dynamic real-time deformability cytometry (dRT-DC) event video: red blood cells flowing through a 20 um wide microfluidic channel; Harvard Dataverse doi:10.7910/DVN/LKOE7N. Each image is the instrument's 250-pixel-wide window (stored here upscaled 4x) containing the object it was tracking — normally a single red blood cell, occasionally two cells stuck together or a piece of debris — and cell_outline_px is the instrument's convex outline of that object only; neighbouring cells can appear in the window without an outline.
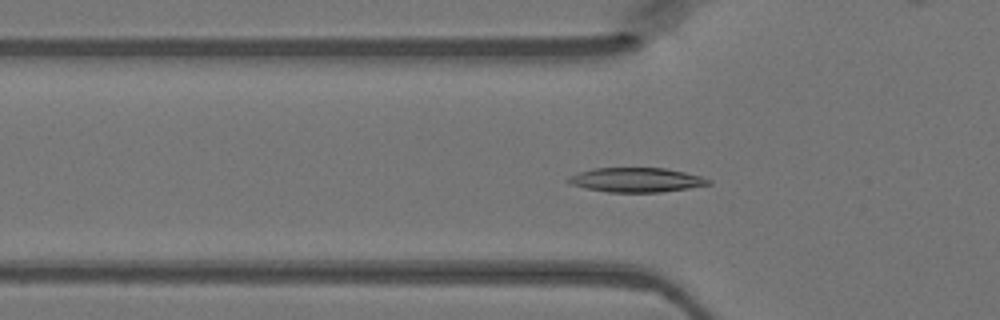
{"species": "Egyptian fruit bat (a non-hibernating species)", "species_latin": "Rousettus aegyptiacus", "temperature_condition": "warm", "stored_images_in_passage": 48, "camera_frame_rate_fps": 3000, "um_per_image_px": 0.085, "animal": {"sex": "female"}, "frame": {"image": 1, "passage_image": 16, "time_ms": 5.0, "image_size_px": [1000, 320], "cell_outline_px": [[712, 184], [688, 188], [660, 192], [608, 192], [584, 188], [572, 184], [564, 180], [568, 176], [576, 172], [592, 168], [664, 168], [684, 172], [700, 176], [712, 180]], "centroid_in_image_um": [54.04, 15.29], "position_along_channel_um": 71.8, "area_um2": 20.06}}
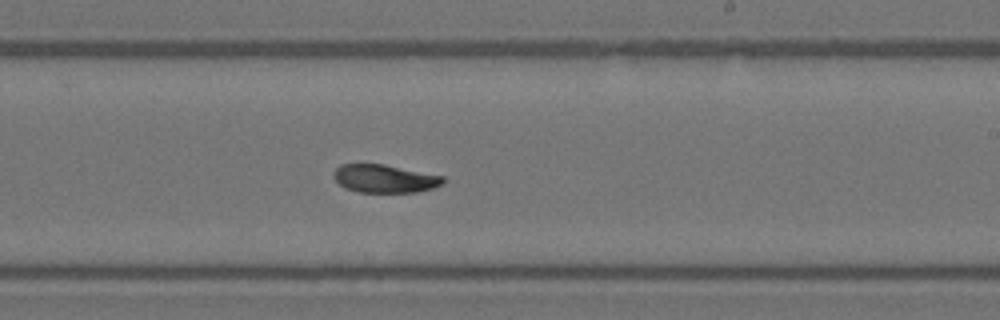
{"frame": {"image": 2, "passage_image": 29, "time_ms": 9.333, "image_size_px": [1000, 320], "cell_outline_px": [[444, 180], [440, 184], [432, 188], [416, 192], [360, 192], [344, 188], [332, 176], [332, 172], [340, 164], [384, 164], [444, 176]], "centroid_in_image_um": [32.65, 15.17], "position_along_channel_um": 256.4, "area_um2": 17.86}}
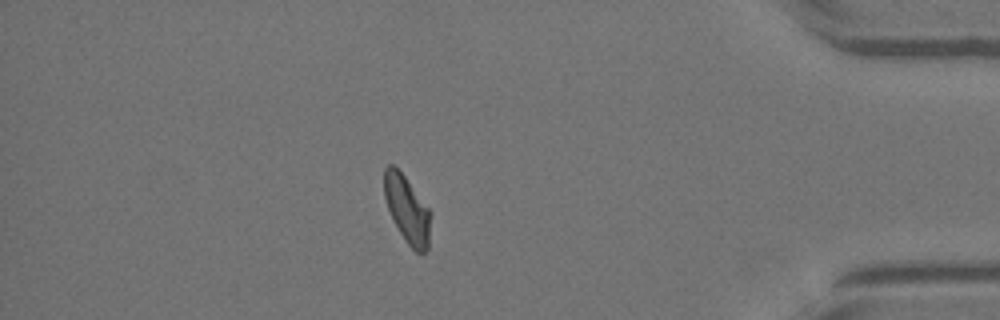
{"frame": {"image": 3, "passage_image": 42, "time_ms": 13.667, "image_size_px": [1000, 320], "cell_outline_px": [[432, 212], [428, 248], [424, 252], [416, 252], [408, 244], [400, 232], [388, 208], [384, 196], [384, 168], [388, 164], [392, 164], [404, 176]], "centroid_in_image_um": [34.62, 17.8], "position_along_channel_um": 400.6, "area_um2": 17.92}}